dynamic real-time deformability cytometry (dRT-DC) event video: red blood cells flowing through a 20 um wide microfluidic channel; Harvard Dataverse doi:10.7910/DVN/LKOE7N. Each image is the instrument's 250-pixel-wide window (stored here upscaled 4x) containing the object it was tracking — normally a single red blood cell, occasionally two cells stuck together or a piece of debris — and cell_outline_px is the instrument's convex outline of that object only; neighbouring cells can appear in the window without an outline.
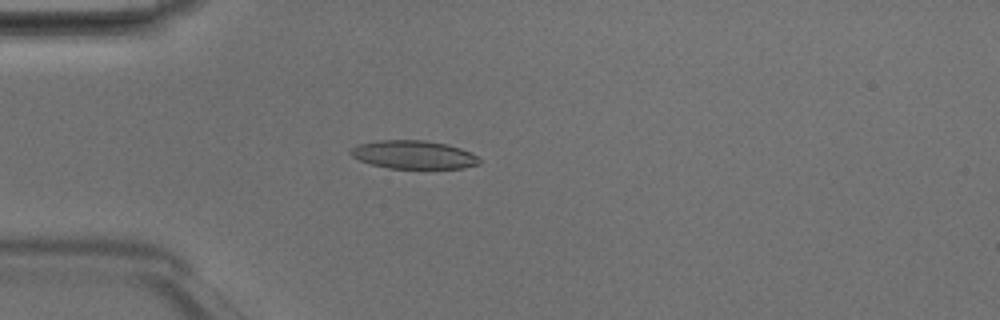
{"species": "Egyptian fruit bat (a non-hibernating species)", "species_latin": "Rousettus aegyptiacus", "temperature_condition": "room temperature", "stored_images_in_passage": 48, "camera_frame_rate_fps": 3000, "um_per_image_px": 0.085, "animal": {"sex": "male"}, "frame": {"image": 1, "passage_image": 13, "time_ms": 4.0, "image_size_px": [1000, 320], "cell_outline_px": [[480, 164], [464, 168], [388, 168], [372, 164], [360, 160], [352, 156], [348, 152], [352, 148], [360, 144], [380, 140], [424, 140], [448, 144], [472, 152], [480, 160]], "centroid_in_image_um": [35.18, 13.15], "position_along_channel_um": 49.8, "area_um2": 21.15}}
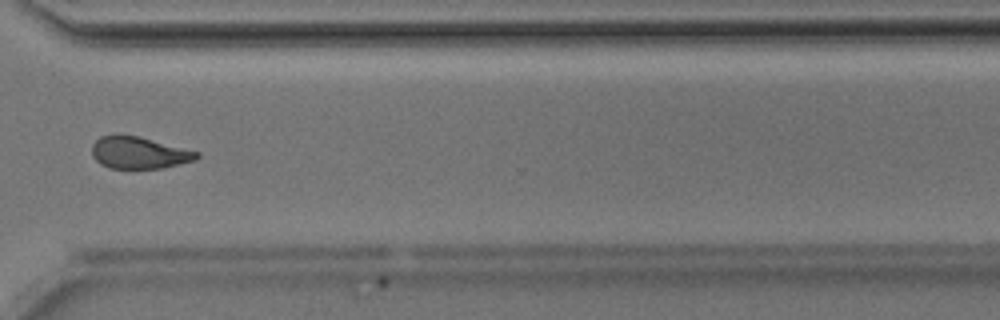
{"frame": {"image": 2, "passage_image": 36, "time_ms": 11.667, "image_size_px": [1000, 320], "cell_outline_px": [[200, 156], [196, 160], [160, 168], [108, 168], [100, 164], [92, 156], [92, 144], [100, 136], [112, 132], [120, 132], [140, 136], [200, 152]], "centroid_in_image_um": [11.77, 12.94], "position_along_channel_um": 358.8, "area_um2": 20.06}}
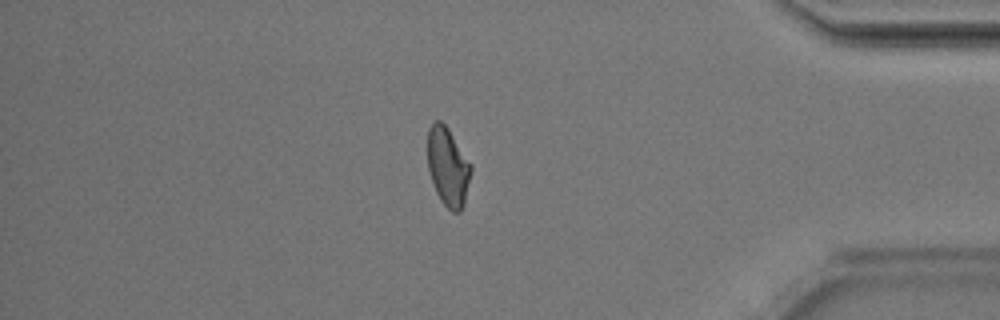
{"frame": {"image": 3, "passage_image": 41, "time_ms": 13.333, "image_size_px": [1000, 320], "cell_outline_px": [[472, 168], [464, 204], [460, 212], [452, 212], [440, 200], [436, 192], [428, 168], [428, 128], [436, 120], [440, 120], [448, 128], [472, 164]], "centroid_in_image_um": [38.08, 14.17], "position_along_channel_um": 397.1, "area_um2": 19.83}, "authors_computed_cell_mechanics": {"area_um2": 20.519, "velocity_mm_per_s": 4.1985, "shape_relaxation_time_tau1_ms": 8.4725, "shape_relaxation_time_tau2_ms": 3.6544, "deformation_change_tau1": 0.2131, "deformation_change_tau2": 0.1097}}